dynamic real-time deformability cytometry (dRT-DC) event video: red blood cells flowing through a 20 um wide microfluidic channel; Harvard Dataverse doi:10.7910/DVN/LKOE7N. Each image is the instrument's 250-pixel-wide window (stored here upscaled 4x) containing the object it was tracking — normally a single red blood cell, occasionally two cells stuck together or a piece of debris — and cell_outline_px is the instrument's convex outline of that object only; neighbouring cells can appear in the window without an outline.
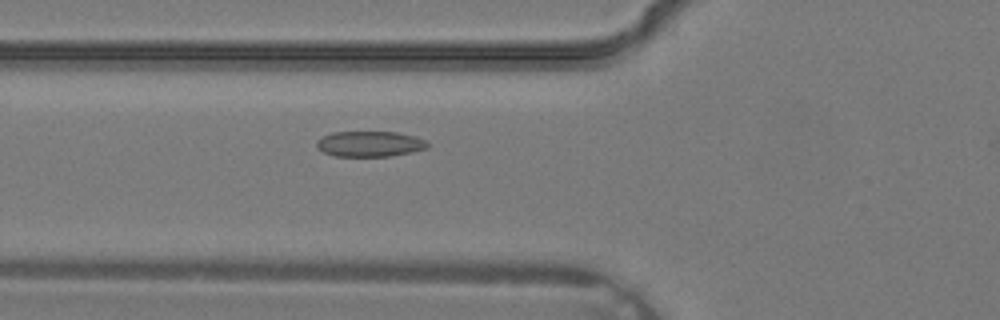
{"species": "common noctule bat (a hibernating species)", "species_latin": "Nyctalus noctula", "temperature_condition": "warm", "stored_images_in_passage": 24, "camera_frame_rate_fps": 3000, "um_per_image_px": 0.085, "animal": {"sex": "male", "body_mass_g": 19.2, "forearm_length_mm": 51.8}, "frame": {"image": 1, "passage_image": 3, "time_ms": 0.667, "image_size_px": [1000, 320], "cell_outline_px": [[428, 148], [412, 152], [392, 156], [336, 156], [324, 152], [316, 148], [316, 140], [320, 136], [332, 132], [396, 132], [412, 136], [424, 140], [428, 144]], "centroid_in_image_um": [31.37, 12.23], "position_along_channel_um": 94.4, "area_um2": 16.53}}
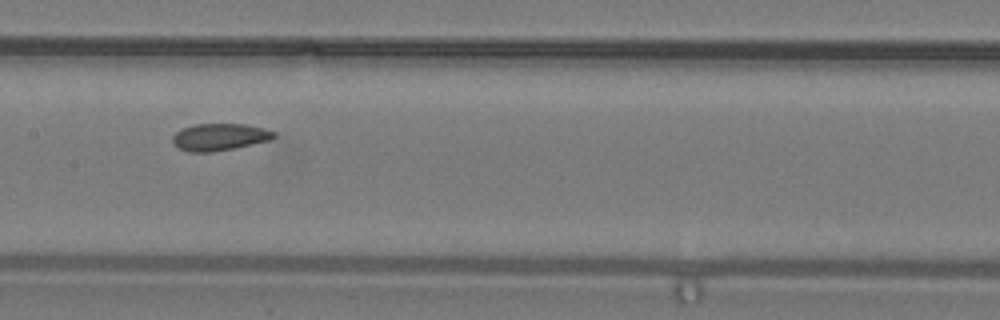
{"frame": {"image": 2, "passage_image": 8, "time_ms": 2.333, "image_size_px": [1000, 320], "cell_outline_px": [[276, 136], [272, 140], [212, 152], [188, 152], [172, 144], [172, 136], [176, 132], [184, 128], [196, 124], [244, 124], [264, 128], [276, 132]], "centroid_in_image_um": [18.67, 11.64], "position_along_channel_um": 188.7, "area_um2": 15.95}}
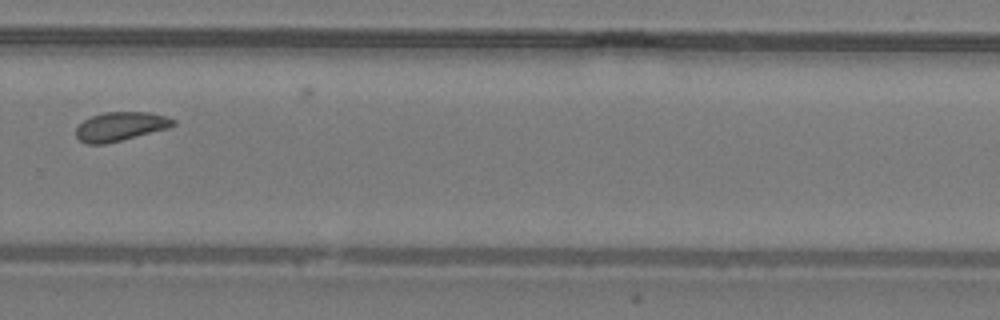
{"frame": {"image": 3, "passage_image": 15, "time_ms": 4.667, "image_size_px": [1000, 320], "cell_outline_px": [[176, 124], [168, 128], [104, 144], [84, 144], [76, 136], [76, 128], [84, 120], [92, 116], [104, 112], [148, 112], [164, 116], [176, 120]], "centroid_in_image_um": [10.22, 10.74], "position_along_channel_um": 319.6, "area_um2": 16.18}}